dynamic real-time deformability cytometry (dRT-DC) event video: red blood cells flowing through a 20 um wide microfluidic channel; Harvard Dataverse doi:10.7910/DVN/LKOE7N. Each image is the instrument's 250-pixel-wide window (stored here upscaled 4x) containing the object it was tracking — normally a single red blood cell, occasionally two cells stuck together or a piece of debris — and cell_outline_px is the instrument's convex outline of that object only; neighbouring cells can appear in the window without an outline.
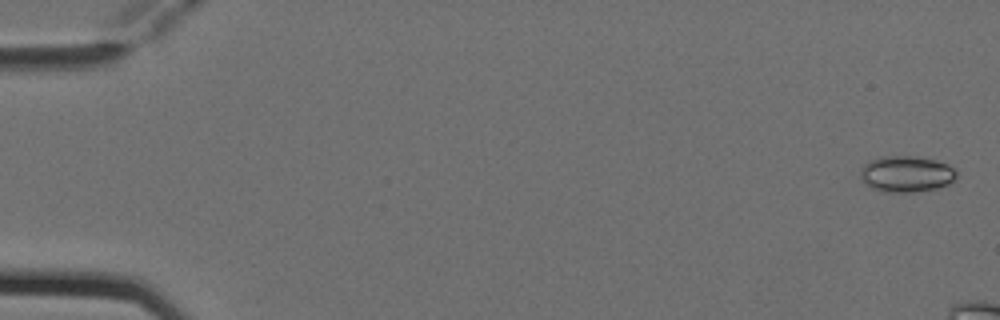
{"species": "Egyptian fruit bat (a non-hibernating species)", "species_latin": "Rousettus aegyptiacus", "temperature_condition": "cold", "stored_images_in_passage": 3, "camera_frame_rate_fps": 3000, "um_per_image_px": 0.085, "animal": {"sex": "female"}, "frame": {"image": 1, "passage_image": 1, "time_ms": 0.0, "image_size_px": [1000, 320], "cell_outline_px": [[956, 180], [948, 184], [936, 188], [920, 192], [880, 192], [872, 188], [860, 180], [860, 172], [864, 164], [868, 160], [880, 156], [916, 156], [936, 160], [948, 164], [956, 172]], "centroid_in_image_um": [77.01, 14.79], "position_along_channel_um": 8.0, "area_um2": 20.63}}